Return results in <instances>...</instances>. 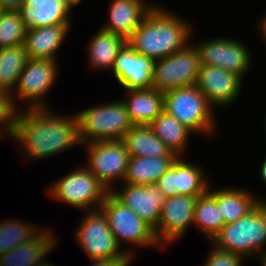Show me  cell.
<instances>
[{"mask_svg":"<svg viewBox=\"0 0 266 266\" xmlns=\"http://www.w3.org/2000/svg\"><path fill=\"white\" fill-rule=\"evenodd\" d=\"M54 112L50 108L21 109L10 140L17 142L24 158L43 160L81 145L77 114Z\"/></svg>","mask_w":266,"mask_h":266,"instance_id":"cell-1","label":"cell"},{"mask_svg":"<svg viewBox=\"0 0 266 266\" xmlns=\"http://www.w3.org/2000/svg\"><path fill=\"white\" fill-rule=\"evenodd\" d=\"M174 12L156 4L131 34L127 43L152 61L165 58L186 47L193 38L194 27L189 20Z\"/></svg>","mask_w":266,"mask_h":266,"instance_id":"cell-2","label":"cell"},{"mask_svg":"<svg viewBox=\"0 0 266 266\" xmlns=\"http://www.w3.org/2000/svg\"><path fill=\"white\" fill-rule=\"evenodd\" d=\"M210 242L211 246L235 253L246 260L256 259L266 249L265 199L246 216L225 224Z\"/></svg>","mask_w":266,"mask_h":266,"instance_id":"cell-3","label":"cell"},{"mask_svg":"<svg viewBox=\"0 0 266 266\" xmlns=\"http://www.w3.org/2000/svg\"><path fill=\"white\" fill-rule=\"evenodd\" d=\"M164 111L175 117L194 134L216 135V109L196 86H186L164 92Z\"/></svg>","mask_w":266,"mask_h":266,"instance_id":"cell-4","label":"cell"},{"mask_svg":"<svg viewBox=\"0 0 266 266\" xmlns=\"http://www.w3.org/2000/svg\"><path fill=\"white\" fill-rule=\"evenodd\" d=\"M76 114L81 145L96 141L122 140L134 126L121 99L96 104Z\"/></svg>","mask_w":266,"mask_h":266,"instance_id":"cell-5","label":"cell"},{"mask_svg":"<svg viewBox=\"0 0 266 266\" xmlns=\"http://www.w3.org/2000/svg\"><path fill=\"white\" fill-rule=\"evenodd\" d=\"M59 178L48 186V195L82 211L98 210L110 193L85 164Z\"/></svg>","mask_w":266,"mask_h":266,"instance_id":"cell-6","label":"cell"},{"mask_svg":"<svg viewBox=\"0 0 266 266\" xmlns=\"http://www.w3.org/2000/svg\"><path fill=\"white\" fill-rule=\"evenodd\" d=\"M73 233L75 240L91 260L133 258L137 249L122 248L117 244L104 213L98 209L86 211ZM135 251V252H134Z\"/></svg>","mask_w":266,"mask_h":266,"instance_id":"cell-7","label":"cell"},{"mask_svg":"<svg viewBox=\"0 0 266 266\" xmlns=\"http://www.w3.org/2000/svg\"><path fill=\"white\" fill-rule=\"evenodd\" d=\"M108 220L110 230L114 234L115 240L120 247L123 245L142 247H163L158 242L154 229L129 207L124 206L111 193L99 208ZM129 243V244H128Z\"/></svg>","mask_w":266,"mask_h":266,"instance_id":"cell-8","label":"cell"},{"mask_svg":"<svg viewBox=\"0 0 266 266\" xmlns=\"http://www.w3.org/2000/svg\"><path fill=\"white\" fill-rule=\"evenodd\" d=\"M58 65L57 61L29 58L12 93L16 104L23 103L22 109L49 108L45 99L59 76Z\"/></svg>","mask_w":266,"mask_h":266,"instance_id":"cell-9","label":"cell"},{"mask_svg":"<svg viewBox=\"0 0 266 266\" xmlns=\"http://www.w3.org/2000/svg\"><path fill=\"white\" fill-rule=\"evenodd\" d=\"M193 43L189 42L186 47L173 54L153 61V88L164 93L196 85L201 65Z\"/></svg>","mask_w":266,"mask_h":266,"instance_id":"cell-10","label":"cell"},{"mask_svg":"<svg viewBox=\"0 0 266 266\" xmlns=\"http://www.w3.org/2000/svg\"><path fill=\"white\" fill-rule=\"evenodd\" d=\"M82 146L87 152L85 167L109 191L116 187L117 182L122 184L130 159L123 140L89 142Z\"/></svg>","mask_w":266,"mask_h":266,"instance_id":"cell-11","label":"cell"},{"mask_svg":"<svg viewBox=\"0 0 266 266\" xmlns=\"http://www.w3.org/2000/svg\"><path fill=\"white\" fill-rule=\"evenodd\" d=\"M241 41L229 36L199 40L194 45L199 54L200 65L221 67L245 79L253 68V57L249 47Z\"/></svg>","mask_w":266,"mask_h":266,"instance_id":"cell-12","label":"cell"},{"mask_svg":"<svg viewBox=\"0 0 266 266\" xmlns=\"http://www.w3.org/2000/svg\"><path fill=\"white\" fill-rule=\"evenodd\" d=\"M198 197L174 195L166 197L157 228L154 230L160 245L165 248L180 239L194 224V208Z\"/></svg>","mask_w":266,"mask_h":266,"instance_id":"cell-13","label":"cell"},{"mask_svg":"<svg viewBox=\"0 0 266 266\" xmlns=\"http://www.w3.org/2000/svg\"><path fill=\"white\" fill-rule=\"evenodd\" d=\"M185 159L186 157H177L156 182V186L166 197L174 195L198 197L212 184L200 163L193 164Z\"/></svg>","mask_w":266,"mask_h":266,"instance_id":"cell-14","label":"cell"},{"mask_svg":"<svg viewBox=\"0 0 266 266\" xmlns=\"http://www.w3.org/2000/svg\"><path fill=\"white\" fill-rule=\"evenodd\" d=\"M244 79L221 67L201 65L196 86L206 96L215 109L227 108L237 103L243 88Z\"/></svg>","mask_w":266,"mask_h":266,"instance_id":"cell-15","label":"cell"},{"mask_svg":"<svg viewBox=\"0 0 266 266\" xmlns=\"http://www.w3.org/2000/svg\"><path fill=\"white\" fill-rule=\"evenodd\" d=\"M122 186L118 190L113 188L110 193L155 230L166 196L156 184L133 185L123 183Z\"/></svg>","mask_w":266,"mask_h":266,"instance_id":"cell-16","label":"cell"},{"mask_svg":"<svg viewBox=\"0 0 266 266\" xmlns=\"http://www.w3.org/2000/svg\"><path fill=\"white\" fill-rule=\"evenodd\" d=\"M152 72L153 61L128 43L119 51L111 70L117 84L125 90L153 88Z\"/></svg>","mask_w":266,"mask_h":266,"instance_id":"cell-17","label":"cell"},{"mask_svg":"<svg viewBox=\"0 0 266 266\" xmlns=\"http://www.w3.org/2000/svg\"><path fill=\"white\" fill-rule=\"evenodd\" d=\"M82 0H25L19 12L27 29L72 25L70 16ZM71 17V18H70Z\"/></svg>","mask_w":266,"mask_h":266,"instance_id":"cell-18","label":"cell"},{"mask_svg":"<svg viewBox=\"0 0 266 266\" xmlns=\"http://www.w3.org/2000/svg\"><path fill=\"white\" fill-rule=\"evenodd\" d=\"M155 5L156 3L149 4L145 0H111L107 24L100 28L127 41Z\"/></svg>","mask_w":266,"mask_h":266,"instance_id":"cell-19","label":"cell"},{"mask_svg":"<svg viewBox=\"0 0 266 266\" xmlns=\"http://www.w3.org/2000/svg\"><path fill=\"white\" fill-rule=\"evenodd\" d=\"M50 229H42L31 241L0 256V266H40L59 243Z\"/></svg>","mask_w":266,"mask_h":266,"instance_id":"cell-20","label":"cell"},{"mask_svg":"<svg viewBox=\"0 0 266 266\" xmlns=\"http://www.w3.org/2000/svg\"><path fill=\"white\" fill-rule=\"evenodd\" d=\"M70 27L54 25L27 29L23 45L28 58L57 61L59 49L69 35Z\"/></svg>","mask_w":266,"mask_h":266,"instance_id":"cell-21","label":"cell"},{"mask_svg":"<svg viewBox=\"0 0 266 266\" xmlns=\"http://www.w3.org/2000/svg\"><path fill=\"white\" fill-rule=\"evenodd\" d=\"M230 186L212 189L209 185L207 190L216 199L224 225L246 216L264 199L262 196L257 197V193L253 194L249 189Z\"/></svg>","mask_w":266,"mask_h":266,"instance_id":"cell-22","label":"cell"},{"mask_svg":"<svg viewBox=\"0 0 266 266\" xmlns=\"http://www.w3.org/2000/svg\"><path fill=\"white\" fill-rule=\"evenodd\" d=\"M123 98L129 118L134 125H149L164 111V93L155 88L130 89Z\"/></svg>","mask_w":266,"mask_h":266,"instance_id":"cell-23","label":"cell"},{"mask_svg":"<svg viewBox=\"0 0 266 266\" xmlns=\"http://www.w3.org/2000/svg\"><path fill=\"white\" fill-rule=\"evenodd\" d=\"M89 39L91 40H88L86 47L89 65L94 70H109L111 72L119 51L127 41L123 37L101 28L97 29V32Z\"/></svg>","mask_w":266,"mask_h":266,"instance_id":"cell-24","label":"cell"},{"mask_svg":"<svg viewBox=\"0 0 266 266\" xmlns=\"http://www.w3.org/2000/svg\"><path fill=\"white\" fill-rule=\"evenodd\" d=\"M154 134L177 157H185L190 136L194 133L166 111L160 113L150 124ZM189 140V141H188ZM185 152V153H184ZM185 154V155H184Z\"/></svg>","mask_w":266,"mask_h":266,"instance_id":"cell-25","label":"cell"},{"mask_svg":"<svg viewBox=\"0 0 266 266\" xmlns=\"http://www.w3.org/2000/svg\"><path fill=\"white\" fill-rule=\"evenodd\" d=\"M176 158L177 156L172 152L168 156L159 158L130 157L123 183L133 185L156 184Z\"/></svg>","mask_w":266,"mask_h":266,"instance_id":"cell-26","label":"cell"},{"mask_svg":"<svg viewBox=\"0 0 266 266\" xmlns=\"http://www.w3.org/2000/svg\"><path fill=\"white\" fill-rule=\"evenodd\" d=\"M122 140L130 157L159 158L171 153L149 125H134Z\"/></svg>","mask_w":266,"mask_h":266,"instance_id":"cell-27","label":"cell"},{"mask_svg":"<svg viewBox=\"0 0 266 266\" xmlns=\"http://www.w3.org/2000/svg\"><path fill=\"white\" fill-rule=\"evenodd\" d=\"M193 226L204 234L209 243L224 226V219L216 199L208 191L198 196L196 200Z\"/></svg>","mask_w":266,"mask_h":266,"instance_id":"cell-28","label":"cell"},{"mask_svg":"<svg viewBox=\"0 0 266 266\" xmlns=\"http://www.w3.org/2000/svg\"><path fill=\"white\" fill-rule=\"evenodd\" d=\"M28 59L24 45L0 48V90L13 93Z\"/></svg>","mask_w":266,"mask_h":266,"instance_id":"cell-29","label":"cell"},{"mask_svg":"<svg viewBox=\"0 0 266 266\" xmlns=\"http://www.w3.org/2000/svg\"><path fill=\"white\" fill-rule=\"evenodd\" d=\"M38 227L37 224L14 218L0 221V256L31 241L42 230Z\"/></svg>","mask_w":266,"mask_h":266,"instance_id":"cell-30","label":"cell"},{"mask_svg":"<svg viewBox=\"0 0 266 266\" xmlns=\"http://www.w3.org/2000/svg\"><path fill=\"white\" fill-rule=\"evenodd\" d=\"M26 30L19 11L4 10L0 15V48L23 45Z\"/></svg>","mask_w":266,"mask_h":266,"instance_id":"cell-31","label":"cell"},{"mask_svg":"<svg viewBox=\"0 0 266 266\" xmlns=\"http://www.w3.org/2000/svg\"><path fill=\"white\" fill-rule=\"evenodd\" d=\"M21 107L10 92L0 90V131L11 138L16 129Z\"/></svg>","mask_w":266,"mask_h":266,"instance_id":"cell-32","label":"cell"},{"mask_svg":"<svg viewBox=\"0 0 266 266\" xmlns=\"http://www.w3.org/2000/svg\"><path fill=\"white\" fill-rule=\"evenodd\" d=\"M209 252L204 266H243V262H245L242 256L218 249L215 246Z\"/></svg>","mask_w":266,"mask_h":266,"instance_id":"cell-33","label":"cell"},{"mask_svg":"<svg viewBox=\"0 0 266 266\" xmlns=\"http://www.w3.org/2000/svg\"><path fill=\"white\" fill-rule=\"evenodd\" d=\"M93 265L91 266H129L132 264V258H106V259H94L91 260Z\"/></svg>","mask_w":266,"mask_h":266,"instance_id":"cell-34","label":"cell"},{"mask_svg":"<svg viewBox=\"0 0 266 266\" xmlns=\"http://www.w3.org/2000/svg\"><path fill=\"white\" fill-rule=\"evenodd\" d=\"M4 10L19 11L25 0H0Z\"/></svg>","mask_w":266,"mask_h":266,"instance_id":"cell-35","label":"cell"},{"mask_svg":"<svg viewBox=\"0 0 266 266\" xmlns=\"http://www.w3.org/2000/svg\"><path fill=\"white\" fill-rule=\"evenodd\" d=\"M257 24H258L257 28L258 30H260L259 36L261 35V39L263 38L262 40L264 41L263 43H266V14L262 16V18L259 20Z\"/></svg>","mask_w":266,"mask_h":266,"instance_id":"cell-36","label":"cell"},{"mask_svg":"<svg viewBox=\"0 0 266 266\" xmlns=\"http://www.w3.org/2000/svg\"><path fill=\"white\" fill-rule=\"evenodd\" d=\"M263 162H262V164H261V167H260V170H259V177H260V179H261V181H262V183L263 184H266V157L265 158H263ZM264 186H266V185H264Z\"/></svg>","mask_w":266,"mask_h":266,"instance_id":"cell-37","label":"cell"},{"mask_svg":"<svg viewBox=\"0 0 266 266\" xmlns=\"http://www.w3.org/2000/svg\"><path fill=\"white\" fill-rule=\"evenodd\" d=\"M259 257V258H258ZM256 258L261 262V266H266V249L261 251Z\"/></svg>","mask_w":266,"mask_h":266,"instance_id":"cell-38","label":"cell"},{"mask_svg":"<svg viewBox=\"0 0 266 266\" xmlns=\"http://www.w3.org/2000/svg\"><path fill=\"white\" fill-rule=\"evenodd\" d=\"M40 266H55V264H51L49 261H46L43 265Z\"/></svg>","mask_w":266,"mask_h":266,"instance_id":"cell-39","label":"cell"},{"mask_svg":"<svg viewBox=\"0 0 266 266\" xmlns=\"http://www.w3.org/2000/svg\"><path fill=\"white\" fill-rule=\"evenodd\" d=\"M3 11H4V9H3V7H2V5L0 3V15L2 14Z\"/></svg>","mask_w":266,"mask_h":266,"instance_id":"cell-40","label":"cell"},{"mask_svg":"<svg viewBox=\"0 0 266 266\" xmlns=\"http://www.w3.org/2000/svg\"><path fill=\"white\" fill-rule=\"evenodd\" d=\"M264 122V126H265V129H266V117H265V121H263ZM265 132H266V130H265ZM264 134H266V133H264Z\"/></svg>","mask_w":266,"mask_h":266,"instance_id":"cell-41","label":"cell"},{"mask_svg":"<svg viewBox=\"0 0 266 266\" xmlns=\"http://www.w3.org/2000/svg\"><path fill=\"white\" fill-rule=\"evenodd\" d=\"M4 134L0 131V138L3 136Z\"/></svg>","mask_w":266,"mask_h":266,"instance_id":"cell-42","label":"cell"}]
</instances>
